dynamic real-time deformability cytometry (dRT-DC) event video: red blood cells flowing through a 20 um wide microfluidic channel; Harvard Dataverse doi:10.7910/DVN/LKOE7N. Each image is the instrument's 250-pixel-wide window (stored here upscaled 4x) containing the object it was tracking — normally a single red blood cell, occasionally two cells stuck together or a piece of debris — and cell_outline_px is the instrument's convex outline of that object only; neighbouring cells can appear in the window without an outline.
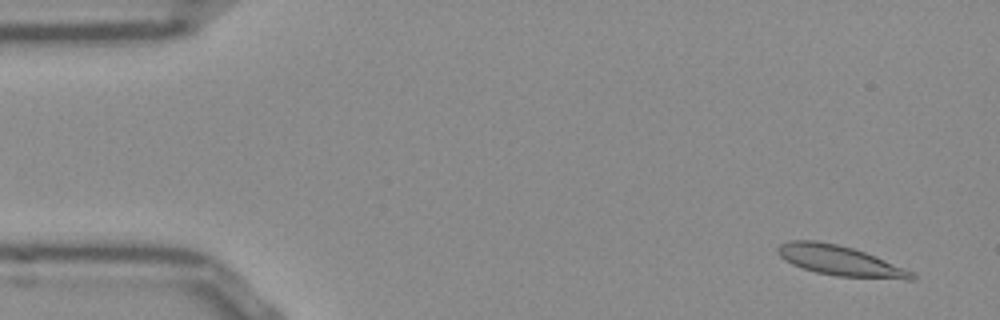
{"species": "Egyptian fruit bat (a non-hibernating species)", "species_latin": "Rousettus aegyptiacus", "temperature_condition": "room temperature", "stored_images_in_passage": 52, "camera_frame_rate_fps": 3000, "um_per_image_px": 0.085, "frame": {"image": 1, "passage_image": 3, "time_ms": 0.667, "image_size_px": [1000, 320], "cell_outline_px": [[916, 280], [908, 280], [836, 276], [816, 272], [792, 264], [784, 260], [776, 252], [776, 248], [780, 244], [788, 240], [816, 240], [836, 244], [852, 248], [876, 256], [904, 268], [912, 272], [916, 276]], "centroid_in_image_um": [71.39, 22.16], "position_along_channel_um": 13.6, "area_um2": 23.52}}
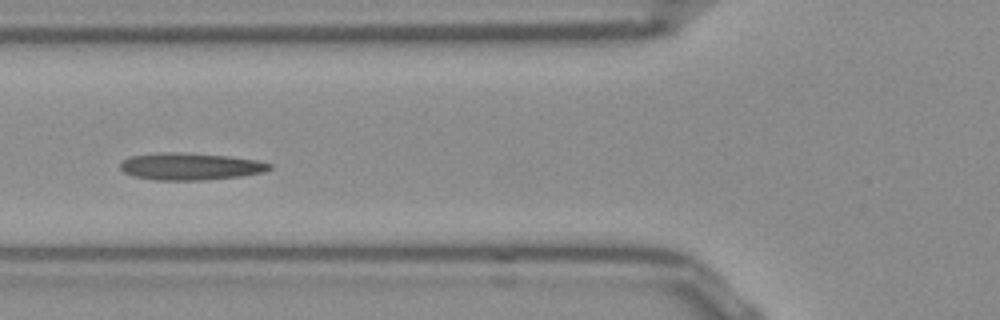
{"frame": {"image": 2, "passage_image": 19, "time_ms": 6.0, "image_size_px": [1000, 320], "cell_outline_px": [[272, 168], [264, 172], [240, 176], [204, 180], [156, 180], [136, 176], [124, 172], [120, 168], [120, 164], [124, 160], [132, 156], [164, 152], [176, 152], [228, 156], [260, 160], [272, 164]], "centroid_in_image_um": [16.23, 14.14], "position_along_channel_um": 109.6, "area_um2": 23.41}}
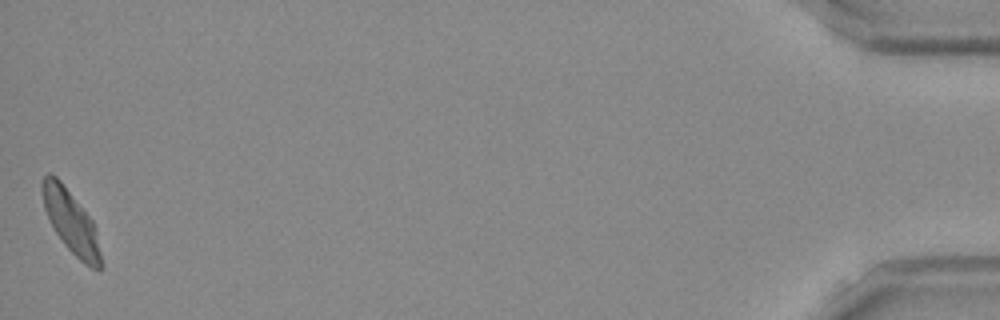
{"frame": {"image": 3, "passage_image": 52, "time_ms": 17.0, "image_size_px": [1000, 320], "cell_outline_px": [[104, 268], [100, 272], [84, 264], [64, 244], [56, 232], [44, 208], [40, 188], [40, 184], [44, 176], [48, 172], [52, 172], [60, 180], [92, 220], [96, 232], [104, 264]], "centroid_in_image_um": [6.05, 18.87], "position_along_channel_um": 429.2, "area_um2": 21.56}, "authors_computed_cell_mechanics": {"area_um2": 22.5709, "velocity_mm_per_s": 3.8153, "shape_relaxation_time_tau1_ms": null, "shape_relaxation_time_tau2_ms": 3.8028, "deformation_change_tau1": null, "deformation_change_tau2": 0.1016}}